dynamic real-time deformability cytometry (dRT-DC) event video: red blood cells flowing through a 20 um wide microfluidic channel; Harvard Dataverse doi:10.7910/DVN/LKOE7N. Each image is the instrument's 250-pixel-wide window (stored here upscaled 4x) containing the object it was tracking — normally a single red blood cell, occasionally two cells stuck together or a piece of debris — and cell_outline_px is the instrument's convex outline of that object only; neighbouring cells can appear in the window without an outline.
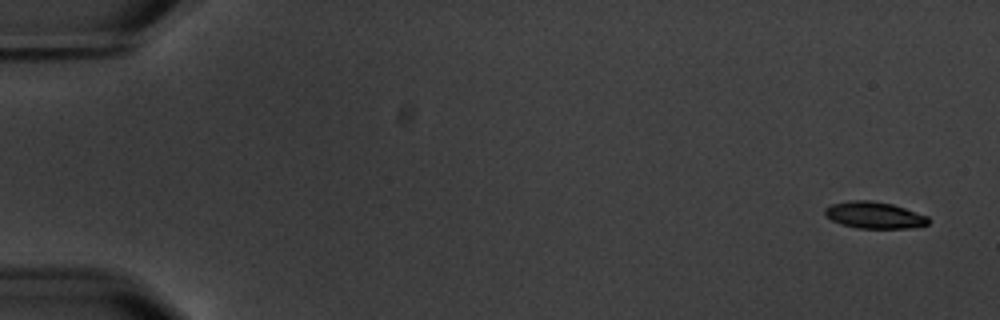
{"species": "common noctule bat (a hibernating species)", "species_latin": "Nyctalus noctula", "temperature_condition": "warm", "stored_images_in_passage": 7, "camera_frame_rate_fps": 3000, "um_per_image_px": 0.085, "animal": {"sex": "male", "body_mass_g": 20.1, "forearm_length_mm": 53.5}, "frame": {"image": 1, "passage_image": 1, "time_ms": 0.0, "image_size_px": [1000, 320], "cell_outline_px": [[932, 220], [928, 224], [908, 228], [856, 228], [840, 224], [832, 220], [824, 212], [824, 208], [832, 204], [848, 200], [872, 200], [892, 204], [928, 216]], "centroid_in_image_um": [74.32, 18.28], "position_along_channel_um": 10.7, "area_um2": 16.13}}
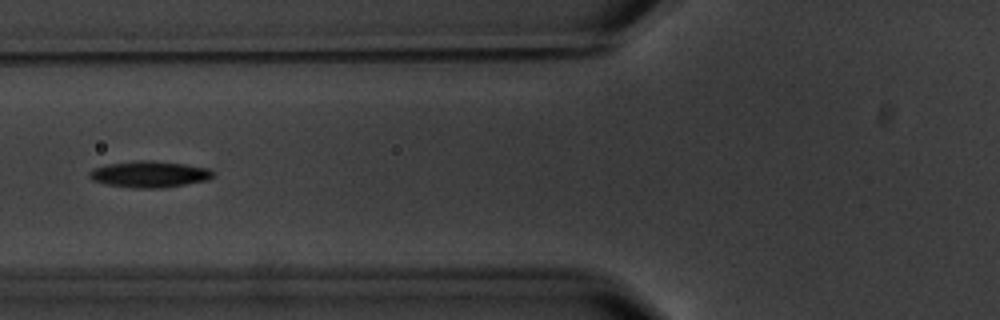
{"frame": {"image": 2, "passage_image": 7, "time_ms": 7.0, "image_size_px": [1000, 320], "cell_outline_px": [[216, 172], [208, 180], [164, 188], [136, 188], [104, 184], [92, 180], [88, 176], [88, 172], [92, 168], [108, 164], [140, 160], [152, 160], [184, 164], [208, 168]], "centroid_in_image_um": [12.69, 14.81], "position_along_channel_um": 113.1, "area_um2": 19.13}}